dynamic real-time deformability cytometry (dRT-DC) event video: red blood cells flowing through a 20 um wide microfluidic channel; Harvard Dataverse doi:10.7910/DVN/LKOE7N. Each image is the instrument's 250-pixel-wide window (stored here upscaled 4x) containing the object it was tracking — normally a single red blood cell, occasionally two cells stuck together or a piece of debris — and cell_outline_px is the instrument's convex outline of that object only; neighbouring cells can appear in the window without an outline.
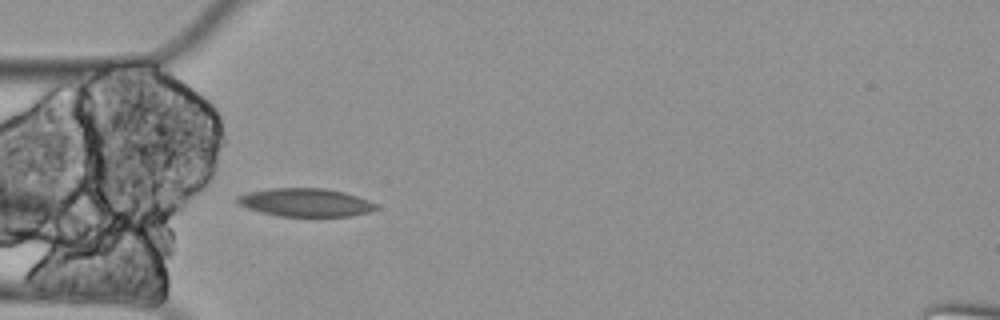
{"species": "Egyptian fruit bat (a non-hibernating species)", "species_latin": "Rousettus aegyptiacus", "temperature_condition": "cold", "stored_images_in_passage": 12, "camera_frame_rate_fps": 3000, "um_per_image_px": 0.085, "animal": {"sex": "female"}, "frame": {"image": 1, "passage_image": 1, "time_ms": 0.0, "image_size_px": [1000, 320], "cell_outline_px": [[380, 208], [368, 212], [352, 216], [280, 216], [248, 208], [240, 204], [236, 200], [236, 196], [248, 192], [272, 188], [324, 188], [344, 192], [368, 200], [376, 204]], "centroid_in_image_um": [25.99, 17.2], "position_along_channel_um": 59.0, "area_um2": 22.6}}
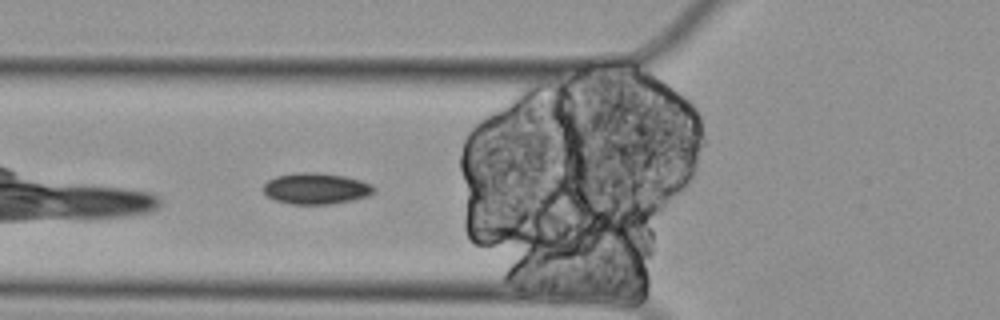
{"frame": {"image": 2, "passage_image": 4, "time_ms": 1.0, "image_size_px": [1000, 320], "cell_outline_px": [[376, 188], [368, 196], [352, 200], [328, 204], [292, 204], [276, 200], [268, 196], [264, 192], [264, 184], [268, 180], [276, 176], [300, 172], [320, 172], [344, 176], [360, 180], [372, 184]], "centroid_in_image_um": [26.87, 16.01], "position_along_channel_um": 98.9, "area_um2": 20.0}}
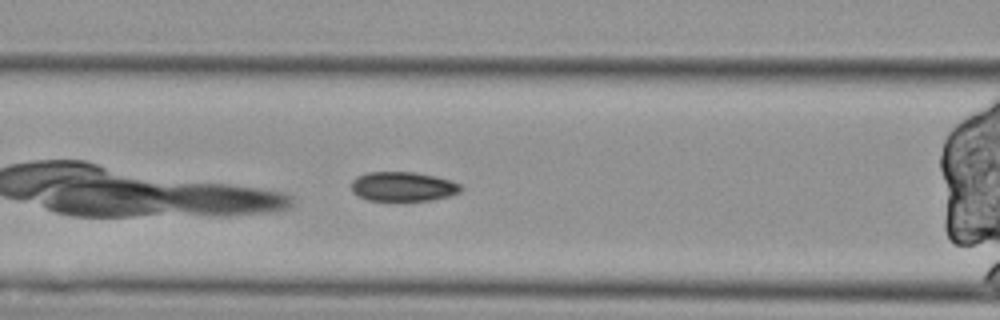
{"frame": {"image": 3, "passage_image": 7, "time_ms": 2.0, "image_size_px": [1000, 320], "cell_outline_px": [[464, 188], [460, 192], [448, 196], [432, 200], [368, 200], [352, 192], [352, 180], [356, 176], [368, 172], [416, 172], [448, 180], [460, 184]], "centroid_in_image_um": [34.24, 15.85], "position_along_channel_um": 132.4, "area_um2": 18.61}}